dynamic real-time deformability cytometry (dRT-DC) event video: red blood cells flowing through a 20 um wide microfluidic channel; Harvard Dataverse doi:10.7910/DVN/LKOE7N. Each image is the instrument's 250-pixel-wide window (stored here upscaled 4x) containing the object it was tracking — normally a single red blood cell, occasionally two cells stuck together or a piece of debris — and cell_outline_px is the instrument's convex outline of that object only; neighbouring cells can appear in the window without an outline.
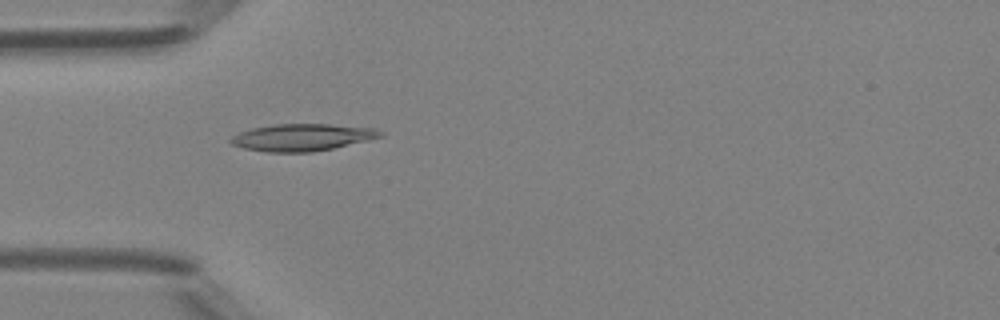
{"species": "Egyptian fruit bat (a non-hibernating species)", "species_latin": "Rousettus aegyptiacus", "temperature_condition": "room temperature", "stored_images_in_passage": 28, "camera_frame_rate_fps": 3000, "um_per_image_px": 0.085, "animal": {"sex": "female"}, "frame": {"image": 1, "passage_image": 1, "time_ms": 0.0, "image_size_px": [1000, 320], "cell_outline_px": [[384, 136], [368, 140], [332, 148], [312, 152], [268, 152], [244, 148], [232, 144], [228, 140], [232, 136], [240, 132], [252, 128], [276, 124], [328, 124], [376, 128], [384, 132]], "centroid_in_image_um": [25.7, 11.67], "position_along_channel_um": 59.3, "area_um2": 23.52}}
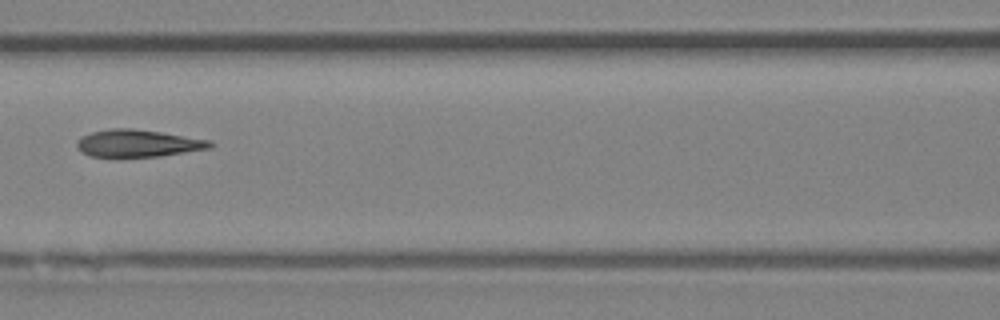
{"frame": {"image": 2, "passage_image": 8, "time_ms": 2.333, "image_size_px": [1000, 320], "cell_outline_px": [[212, 148], [160, 156], [112, 160], [88, 156], [80, 152], [76, 144], [84, 136], [92, 132], [112, 128], [132, 128], [160, 132], [208, 140], [212, 144]], "centroid_in_image_um": [11.64, 12.24], "position_along_channel_um": 155.0, "area_um2": 21.79}}
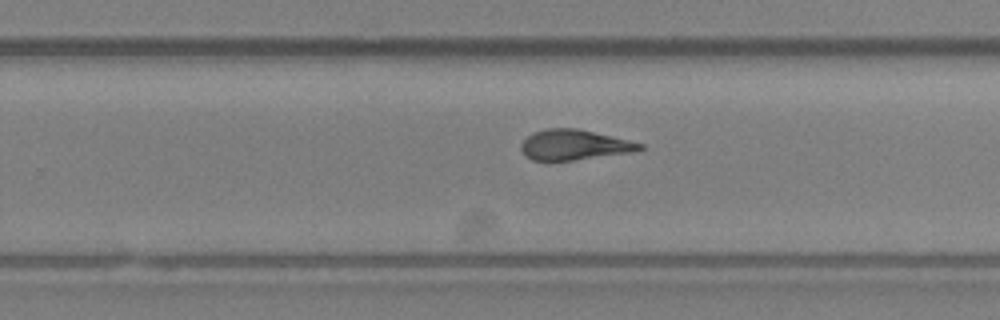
{"frame": {"image": 3, "passage_image": 17, "time_ms": 5.333, "image_size_px": [1000, 320], "cell_outline_px": [[644, 148], [632, 152], [548, 164], [532, 160], [520, 148], [520, 144], [532, 132], [544, 128], [576, 128], [628, 140], [644, 144]], "centroid_in_image_um": [48.74, 12.35], "position_along_channel_um": 281.1, "area_um2": 21.39}, "authors_computed_cell_mechanics": {"area_um2": 21.8484, "velocity_mm_per_s": 4.2274, "shape_relaxation_time_tau1_ms": 8.2776, "shape_relaxation_time_tau2_ms": 1.4414, "deformation_change_tau1": 0.2168, "deformation_change_tau2": 0.0839}}